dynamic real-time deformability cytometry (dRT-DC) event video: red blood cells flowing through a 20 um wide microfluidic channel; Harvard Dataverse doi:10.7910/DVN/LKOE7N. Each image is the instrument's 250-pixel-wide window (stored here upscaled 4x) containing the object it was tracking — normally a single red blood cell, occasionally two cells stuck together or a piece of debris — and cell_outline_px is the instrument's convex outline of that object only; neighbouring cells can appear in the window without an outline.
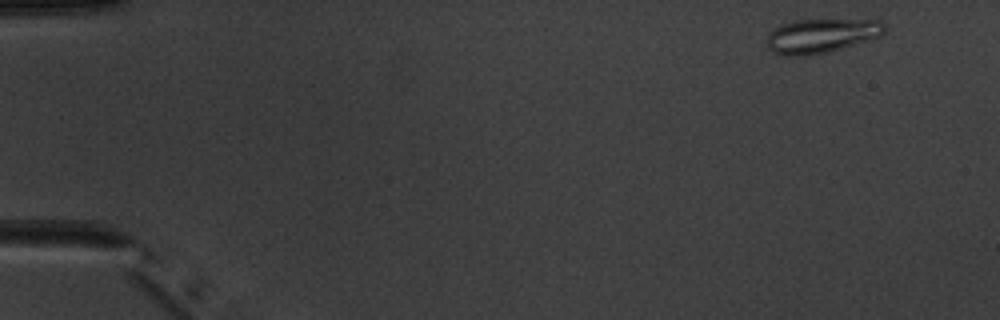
{"species": "common noctule bat (a hibernating species)", "species_latin": "Nyctalus noctula", "temperature_condition": "warm", "stored_images_in_passage": 6, "camera_frame_rate_fps": 3000, "um_per_image_px": 0.085, "animal": {"sex": "male", "body_mass_g": 20.1, "forearm_length_mm": 53.5}, "frame": {"image": 1, "passage_image": 1, "time_ms": 0.0, "image_size_px": [1000, 320], "cell_outline_px": [[884, 32], [880, 36], [868, 40], [828, 52], [804, 56], [784, 56], [772, 52], [764, 44], [768, 32], [780, 24], [796, 20], [880, 20], [884, 24]], "centroid_in_image_um": [69.72, 3.05], "position_along_channel_um": 15.3, "area_um2": 23.64}}
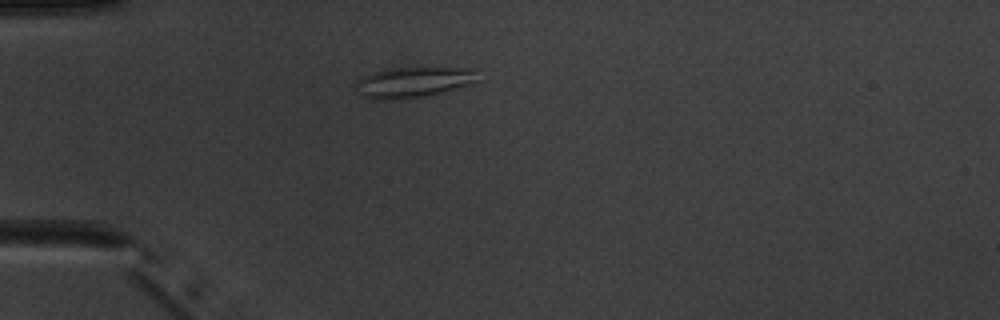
{"frame": {"image": 2, "passage_image": 4, "time_ms": 3.667, "image_size_px": [1000, 320], "cell_outline_px": [[476, 80], [472, 84], [428, 96], [396, 100], [372, 100], [360, 96], [356, 88], [356, 80], [360, 76], [384, 68], [476, 68]], "centroid_in_image_um": [35.05, 7.0], "position_along_channel_um": 49.9, "area_um2": 22.2}}
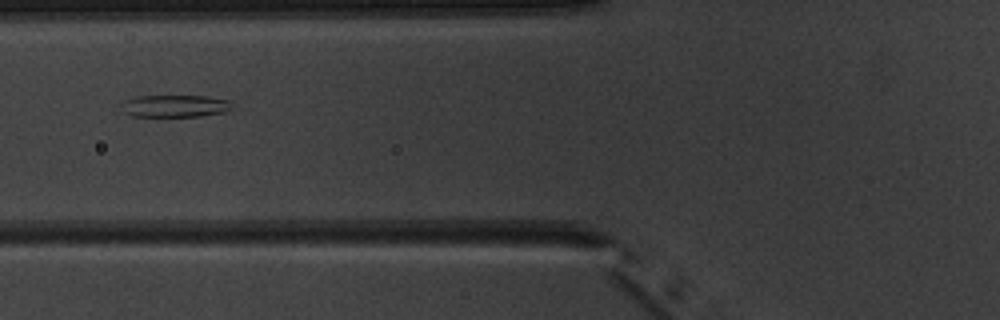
{"frame": {"image": 3, "passage_image": 6, "time_ms": 5.667, "image_size_px": [1000, 320], "cell_outline_px": [[236, 108], [224, 112], [200, 116], [132, 116], [124, 112], [120, 104], [124, 100], [136, 96], [208, 96], [228, 100]], "centroid_in_image_um": [14.89, 9.0], "position_along_channel_um": 110.9, "area_um2": 14.45}}